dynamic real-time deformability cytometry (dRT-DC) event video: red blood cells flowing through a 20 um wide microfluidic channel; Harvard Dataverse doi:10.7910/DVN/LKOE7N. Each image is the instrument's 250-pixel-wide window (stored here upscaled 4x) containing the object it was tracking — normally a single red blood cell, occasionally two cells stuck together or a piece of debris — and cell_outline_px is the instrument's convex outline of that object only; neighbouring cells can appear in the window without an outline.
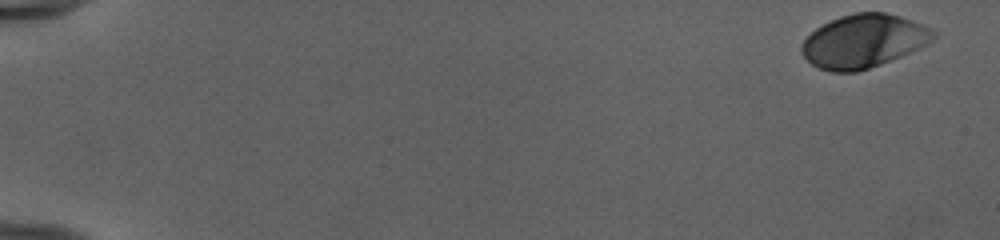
{"species": "human", "species_latin": "Homo sapiens", "temperature_condition": "cold", "stored_images_in_passage": 52, "camera_frame_rate_fps": 3000, "um_per_image_px": 0.085, "donor": {"sex": "female"}, "frame": {"image": 1, "passage_image": 1, "time_ms": 0.0, "image_size_px": [1000, 240], "cell_outline_px": [[936, 36], [928, 44], [900, 56], [880, 64], [856, 72], [832, 72], [820, 68], [812, 64], [800, 52], [800, 48], [804, 40], [816, 28], [840, 16], [856, 12], [884, 12], [900, 16], [912, 20], [936, 32]], "centroid_in_image_um": [73.39, 3.49], "position_along_channel_um": 11.6, "area_um2": 40.52}}
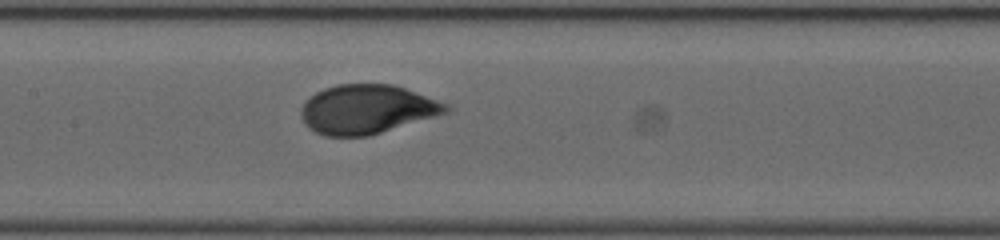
{"frame": {"image": 2, "passage_image": 27, "time_ms": 8.667, "image_size_px": [1000, 240], "cell_outline_px": [[452, 108], [448, 112], [368, 136], [324, 136], [308, 128], [304, 124], [300, 116], [300, 112], [304, 104], [316, 92], [324, 88], [336, 84], [392, 84], [404, 88], [448, 104]], "centroid_in_image_um": [31.16, 9.29], "position_along_channel_um": 176.2, "area_um2": 41.15}}
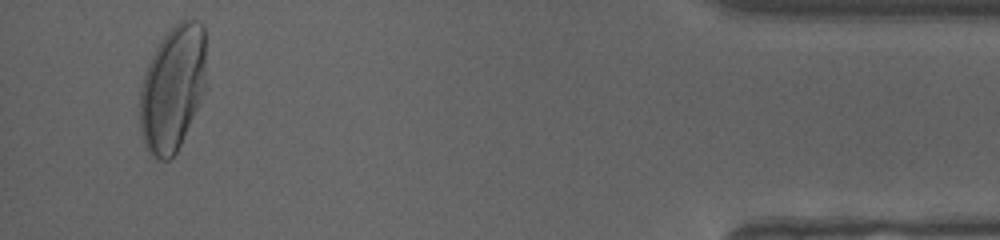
{"frame": {"image": 3, "passage_image": 50, "time_ms": 16.333, "image_size_px": [1000, 240], "cell_outline_px": [[208, 88], [176, 152], [168, 160], [156, 160], [148, 152], [144, 144], [140, 128], [140, 88], [148, 64], [160, 40], [180, 20], [196, 20], [204, 28]], "centroid_in_image_um": [14.71, 7.52], "position_along_channel_um": 420.5, "area_um2": 49.25}, "authors_computed_cell_mechanics": {"area_um2": 41.1536, "velocity_mm_per_s": 3.9656, "shape_relaxation_time_tau1_ms": 3.1342, "shape_relaxation_time_tau2_ms": null, "deformation_change_tau1": 0.1728, "deformation_change_tau2": null}}